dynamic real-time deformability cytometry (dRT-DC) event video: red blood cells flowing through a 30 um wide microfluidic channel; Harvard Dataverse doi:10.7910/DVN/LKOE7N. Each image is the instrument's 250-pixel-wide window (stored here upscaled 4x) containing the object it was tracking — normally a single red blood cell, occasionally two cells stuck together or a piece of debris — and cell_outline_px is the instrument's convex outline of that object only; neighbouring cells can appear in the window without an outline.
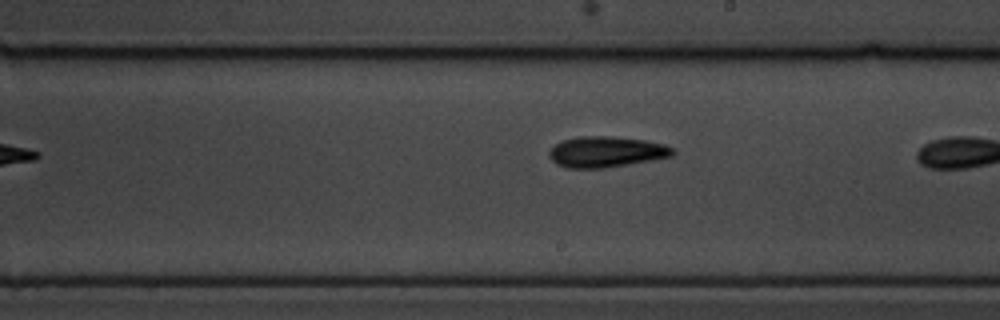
{"species": "common noctule bat (a hibernating species)", "species_latin": "Nyctalus noctula", "temperature_condition": "cold", "stored_images_in_passage": 8, "camera_frame_rate_fps": 3000, "um_per_image_px": 0.085, "animal": {"sex": "male", "body_mass_g": 19.5, "forearm_length_mm": 54.6}, "frame": {"image": 1, "passage_image": 8, "time_ms": 8.333, "image_size_px": [1000, 320], "cell_outline_px": [[676, 152], [672, 156], [652, 160], [604, 168], [568, 168], [556, 164], [548, 156], [548, 152], [556, 144], [564, 140], [580, 136], [612, 136], [644, 140], [664, 144], [672, 148]], "centroid_in_image_um": [51.52, 12.91], "position_along_channel_um": 237.5, "area_um2": 22.14}}